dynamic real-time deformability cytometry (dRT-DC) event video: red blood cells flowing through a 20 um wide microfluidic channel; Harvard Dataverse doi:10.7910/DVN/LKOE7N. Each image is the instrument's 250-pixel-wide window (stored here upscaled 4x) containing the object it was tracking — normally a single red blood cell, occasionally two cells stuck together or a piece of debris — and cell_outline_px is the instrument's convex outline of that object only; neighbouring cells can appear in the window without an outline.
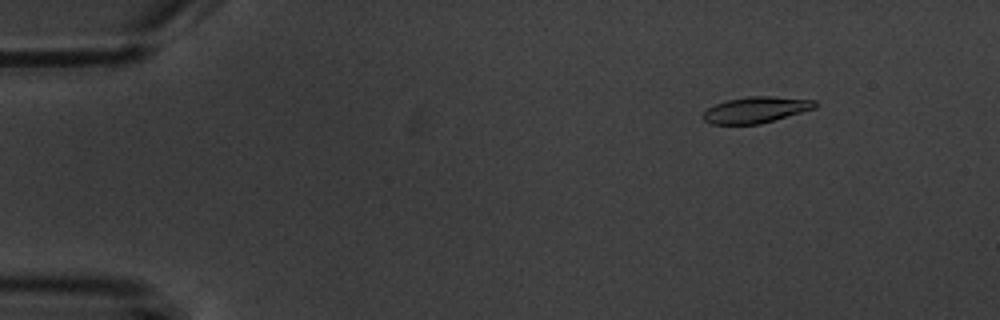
{"species": "common noctule bat (a hibernating species)", "species_latin": "Nyctalus noctula", "temperature_condition": "warm", "stored_images_in_passage": 5, "camera_frame_rate_fps": 3000, "um_per_image_px": 0.085, "animal": {"sex": "male", "body_mass_g": 20.1, "forearm_length_mm": 53.5}, "frame": {"image": 1, "passage_image": 2, "time_ms": 1.0, "image_size_px": [1000, 320], "cell_outline_px": [[820, 104], [816, 108], [760, 124], [712, 124], [704, 120], [704, 112], [708, 108], [716, 104], [728, 100], [748, 96], [772, 96], [816, 100]], "centroid_in_image_um": [64.31, 9.33], "position_along_channel_um": 20.7, "area_um2": 16.99}}
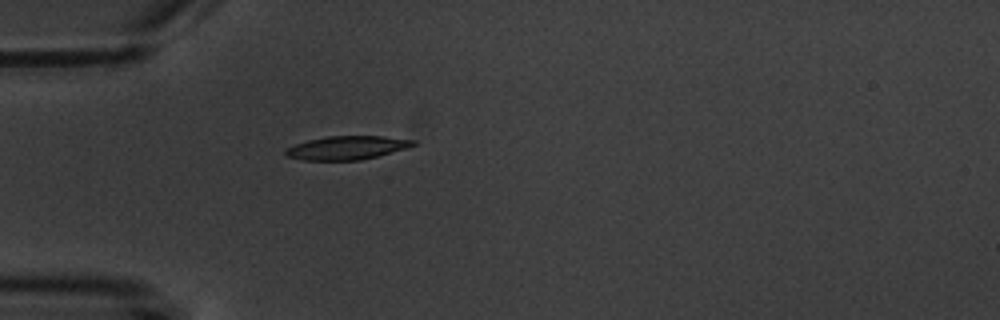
{"frame": {"image": 2, "passage_image": 5, "time_ms": 4.333, "image_size_px": [1000, 320], "cell_outline_px": [[416, 144], [408, 148], [360, 160], [304, 160], [284, 156], [284, 148], [308, 140], [328, 136], [380, 136], [416, 140]], "centroid_in_image_um": [29.46, 12.56], "position_along_channel_um": 55.5, "area_um2": 17.51}}